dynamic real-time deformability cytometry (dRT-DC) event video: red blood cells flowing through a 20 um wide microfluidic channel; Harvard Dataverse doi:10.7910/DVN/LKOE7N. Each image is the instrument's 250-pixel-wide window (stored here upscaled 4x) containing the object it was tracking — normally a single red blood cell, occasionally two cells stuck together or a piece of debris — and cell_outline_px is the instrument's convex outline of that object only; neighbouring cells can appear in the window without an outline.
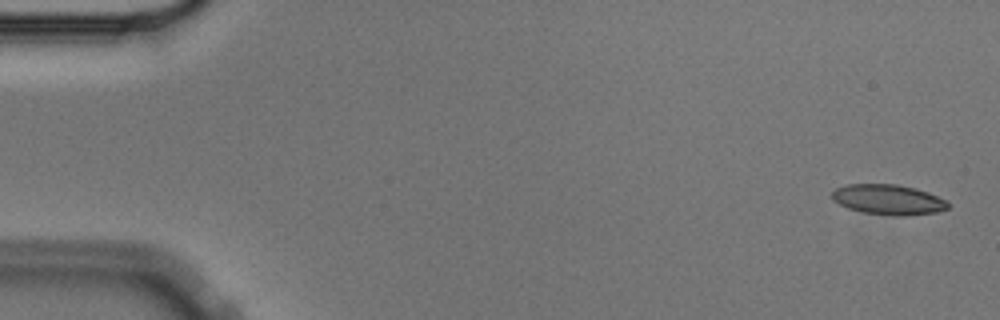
{"species": "Egyptian fruit bat (a non-hibernating species)", "species_latin": "Rousettus aegyptiacus", "temperature_condition": "cold", "stored_images_in_passage": 12, "camera_frame_rate_fps": 3000, "um_per_image_px": 0.085, "animal": {"sex": "male"}, "frame": {"image": 1, "passage_image": 2, "time_ms": 0.333, "image_size_px": [1000, 320], "cell_outline_px": [[948, 208], [936, 212], [908, 216], [896, 216], [864, 212], [848, 208], [832, 200], [832, 192], [836, 188], [848, 184], [896, 184], [916, 188], [928, 192], [948, 200]], "centroid_in_image_um": [75.53, 16.96], "position_along_channel_um": 9.5, "area_um2": 20.46}}